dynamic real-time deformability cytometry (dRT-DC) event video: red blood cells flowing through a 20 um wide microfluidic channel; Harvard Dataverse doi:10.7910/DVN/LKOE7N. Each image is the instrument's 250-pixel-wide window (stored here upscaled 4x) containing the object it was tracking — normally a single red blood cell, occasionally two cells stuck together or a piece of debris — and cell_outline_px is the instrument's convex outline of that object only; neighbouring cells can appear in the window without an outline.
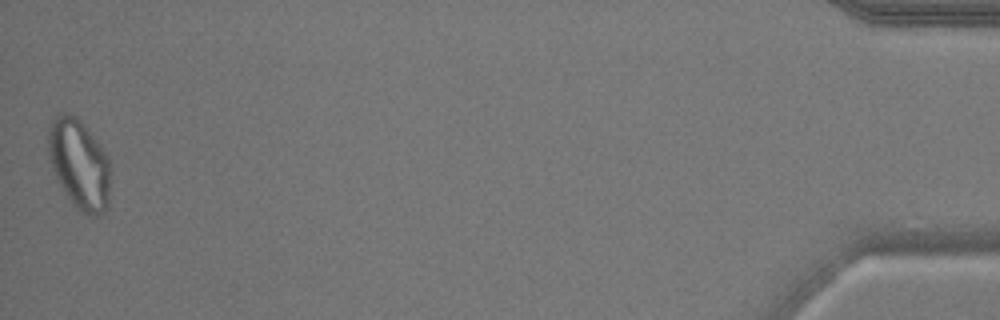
{"species": "common noctule bat (a hibernating species)", "species_latin": "Nyctalus noctula", "temperature_condition": "warm", "stored_images_in_passage": 52, "camera_frame_rate_fps": 3000, "um_per_image_px": 0.085, "animal": {"sex": "male", "body_mass_g": 17.9}, "frame": {"image": 1, "passage_image": 52, "time_ms": 17.0, "image_size_px": [1000, 320], "cell_outline_px": [[108, 208], [104, 212], [96, 216], [88, 216], [80, 212], [76, 208], [68, 196], [56, 176], [52, 168], [48, 156], [48, 132], [52, 120], [60, 112], [68, 112], [76, 116], [80, 120], [100, 144], [108, 156]], "centroid_in_image_um": [6.72, 13.93], "position_along_channel_um": 428.5, "area_um2": 32.25}, "authors_computed_cell_mechanics": {"area_um2": 27.1371, "velocity_mm_per_s": 3.8158, "shape_relaxation_time_tau1_ms": null, "shape_relaxation_time_tau2_ms": 1.3513, "deformation_change_tau1": null, "deformation_change_tau2": 0.0709}}